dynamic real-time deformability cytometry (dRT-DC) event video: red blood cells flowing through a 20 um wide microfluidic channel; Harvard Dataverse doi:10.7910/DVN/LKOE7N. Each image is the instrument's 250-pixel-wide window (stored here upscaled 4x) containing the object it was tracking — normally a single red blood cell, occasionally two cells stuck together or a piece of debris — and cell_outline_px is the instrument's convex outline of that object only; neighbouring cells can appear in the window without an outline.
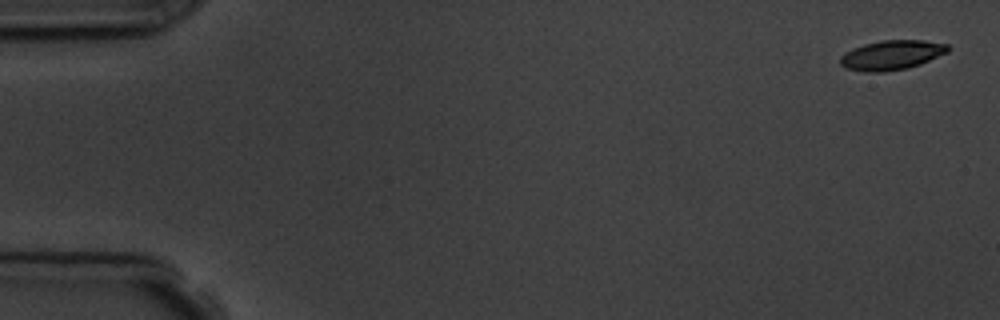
{"species": "common noctule bat (a hibernating species)", "species_latin": "Nyctalus noctula", "temperature_condition": "room temperature", "stored_images_in_passage": 6, "camera_frame_rate_fps": 3000, "um_per_image_px": 0.085, "animal": {"sex": "male", "body_mass_g": 19.5, "forearm_length_mm": 54.6}, "frame": {"image": 1, "passage_image": 1, "time_ms": 0.0, "image_size_px": [1000, 320], "cell_outline_px": [[952, 48], [948, 52], [920, 64], [908, 68], [884, 72], [864, 72], [844, 68], [840, 64], [840, 56], [844, 52], [852, 48], [864, 44], [880, 40], [924, 40], [948, 44]], "centroid_in_image_um": [75.78, 4.68], "position_along_channel_um": 9.2, "area_um2": 18.84}}
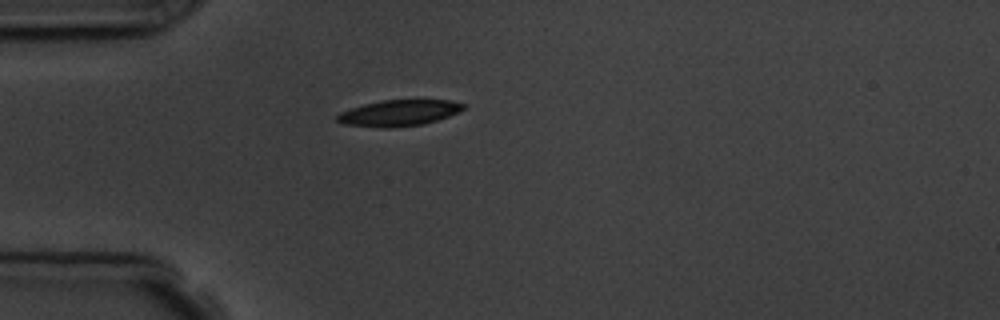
{"frame": {"image": 2, "passage_image": 5, "time_ms": 4.667, "image_size_px": [1000, 320], "cell_outline_px": [[464, 108], [448, 116], [436, 120], [420, 124], [388, 128], [380, 128], [344, 124], [336, 120], [336, 116], [340, 112], [364, 104], [380, 100], [452, 100], [464, 104]], "centroid_in_image_um": [33.86, 9.6], "position_along_channel_um": 51.1, "area_um2": 18.96}}